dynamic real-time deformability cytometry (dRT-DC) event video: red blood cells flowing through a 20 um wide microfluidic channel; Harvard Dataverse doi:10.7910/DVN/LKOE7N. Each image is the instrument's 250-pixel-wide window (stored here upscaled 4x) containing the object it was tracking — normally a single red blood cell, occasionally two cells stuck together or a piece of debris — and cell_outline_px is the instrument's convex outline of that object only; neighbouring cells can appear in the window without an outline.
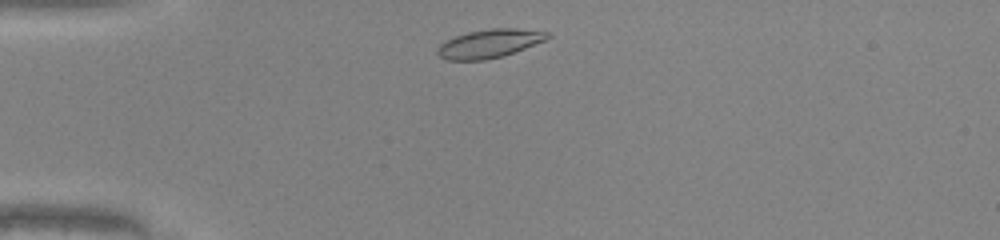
{"species": "common noctule bat (a hibernating species)", "species_latin": "Nyctalus noctula", "temperature_condition": "warm", "stored_images_in_passage": 32, "camera_frame_rate_fps": 3000, "um_per_image_px": 0.085, "animal": {"sex": "male", "body_mass_g": 20.0, "forearm_length_mm": 53.3}, "frame": {"image": 1, "passage_image": 2, "time_ms": 0.333, "image_size_px": [1000, 240], "cell_outline_px": [[552, 36], [544, 40], [504, 56], [484, 60], [448, 60], [440, 56], [436, 52], [436, 48], [440, 44], [456, 36], [468, 32], [496, 28], [516, 28], [548, 32]], "centroid_in_image_um": [41.59, 3.71], "position_along_channel_um": 43.4, "area_um2": 18.03}}
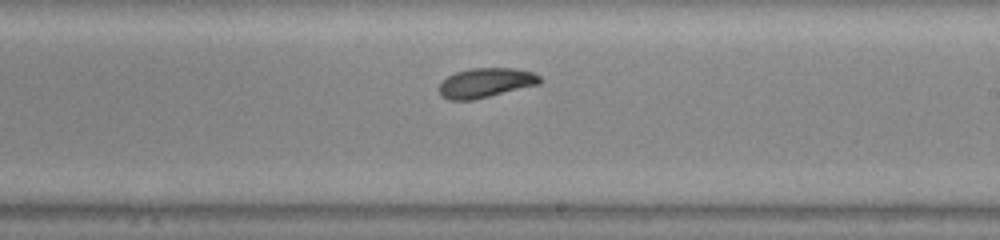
{"frame": {"image": 2, "passage_image": 19, "time_ms": 6.0, "image_size_px": [1000, 240], "cell_outline_px": [[540, 84], [472, 100], [448, 100], [440, 96], [440, 84], [448, 76], [456, 72], [472, 68], [516, 68], [532, 72], [540, 76]], "centroid_in_image_um": [41.28, 7.04], "position_along_channel_um": 247.7, "area_um2": 17.22}}
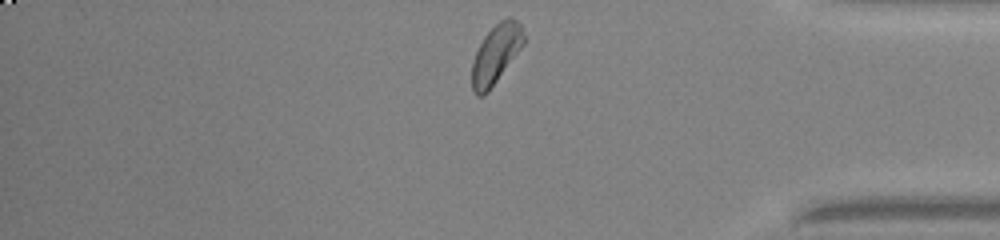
{"frame": {"image": 3, "passage_image": 31, "time_ms": 10.0, "image_size_px": [1000, 240], "cell_outline_px": [[524, 44], [488, 92], [484, 96], [476, 96], [472, 92], [472, 60], [484, 36], [500, 20], [508, 16], [512, 16], [520, 24], [524, 36]], "centroid_in_image_um": [42.14, 4.61], "position_along_channel_um": 393.1, "area_um2": 17.74}, "authors_computed_cell_mechanics": {"area_um2": 17.7735, "velocity_mm_per_s": 4.1566, "shape_relaxation_time_tau1_ms": 2.4091, "shape_relaxation_time_tau2_ms": 5.4823, "deformation_change_tau1": 0.0795, "deformation_change_tau2": 0.0954}}